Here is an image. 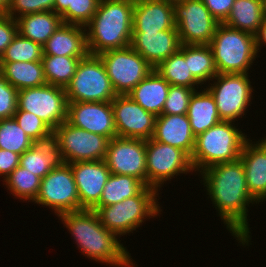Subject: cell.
Listing matches in <instances>:
<instances>
[{
  "instance_id": "cell-1",
  "label": "cell",
  "mask_w": 266,
  "mask_h": 267,
  "mask_svg": "<svg viewBox=\"0 0 266 267\" xmlns=\"http://www.w3.org/2000/svg\"><path fill=\"white\" fill-rule=\"evenodd\" d=\"M197 176H201L200 183L203 182L212 206L236 242L244 247L252 245L248 208L250 204L259 203L248 191L242 161L238 159L215 164L205 168Z\"/></svg>"
},
{
  "instance_id": "cell-2",
  "label": "cell",
  "mask_w": 266,
  "mask_h": 267,
  "mask_svg": "<svg viewBox=\"0 0 266 267\" xmlns=\"http://www.w3.org/2000/svg\"><path fill=\"white\" fill-rule=\"evenodd\" d=\"M76 243V248L89 260L109 267H137L120 238L107 230L92 209L65 212L57 217Z\"/></svg>"
},
{
  "instance_id": "cell-3",
  "label": "cell",
  "mask_w": 266,
  "mask_h": 267,
  "mask_svg": "<svg viewBox=\"0 0 266 267\" xmlns=\"http://www.w3.org/2000/svg\"><path fill=\"white\" fill-rule=\"evenodd\" d=\"M134 0H100L97 11L85 26L91 55L131 45Z\"/></svg>"
},
{
  "instance_id": "cell-4",
  "label": "cell",
  "mask_w": 266,
  "mask_h": 267,
  "mask_svg": "<svg viewBox=\"0 0 266 267\" xmlns=\"http://www.w3.org/2000/svg\"><path fill=\"white\" fill-rule=\"evenodd\" d=\"M236 123L222 120L196 137L190 158L194 172L199 174L209 166L233 162L240 158L249 136Z\"/></svg>"
},
{
  "instance_id": "cell-5",
  "label": "cell",
  "mask_w": 266,
  "mask_h": 267,
  "mask_svg": "<svg viewBox=\"0 0 266 267\" xmlns=\"http://www.w3.org/2000/svg\"><path fill=\"white\" fill-rule=\"evenodd\" d=\"M159 194L156 189L145 186L136 196L105 207H93L92 210L98 214L101 224L120 238L142 227L146 220L160 218Z\"/></svg>"
},
{
  "instance_id": "cell-6",
  "label": "cell",
  "mask_w": 266,
  "mask_h": 267,
  "mask_svg": "<svg viewBox=\"0 0 266 267\" xmlns=\"http://www.w3.org/2000/svg\"><path fill=\"white\" fill-rule=\"evenodd\" d=\"M209 46L218 74H249V69L259 57L255 35L224 23L217 26Z\"/></svg>"
},
{
  "instance_id": "cell-7",
  "label": "cell",
  "mask_w": 266,
  "mask_h": 267,
  "mask_svg": "<svg viewBox=\"0 0 266 267\" xmlns=\"http://www.w3.org/2000/svg\"><path fill=\"white\" fill-rule=\"evenodd\" d=\"M65 91L68 102H111L117 96L102 60L91 54L80 60Z\"/></svg>"
},
{
  "instance_id": "cell-8",
  "label": "cell",
  "mask_w": 266,
  "mask_h": 267,
  "mask_svg": "<svg viewBox=\"0 0 266 267\" xmlns=\"http://www.w3.org/2000/svg\"><path fill=\"white\" fill-rule=\"evenodd\" d=\"M249 77V74H217L205 86L215 99L221 120L238 123V118L246 117L255 91Z\"/></svg>"
},
{
  "instance_id": "cell-9",
  "label": "cell",
  "mask_w": 266,
  "mask_h": 267,
  "mask_svg": "<svg viewBox=\"0 0 266 267\" xmlns=\"http://www.w3.org/2000/svg\"><path fill=\"white\" fill-rule=\"evenodd\" d=\"M146 171L147 186L160 193L164 183L194 172L190 157L183 150L152 138L146 140Z\"/></svg>"
},
{
  "instance_id": "cell-10",
  "label": "cell",
  "mask_w": 266,
  "mask_h": 267,
  "mask_svg": "<svg viewBox=\"0 0 266 267\" xmlns=\"http://www.w3.org/2000/svg\"><path fill=\"white\" fill-rule=\"evenodd\" d=\"M102 60L116 95H127L154 68L131 46L105 51Z\"/></svg>"
},
{
  "instance_id": "cell-11",
  "label": "cell",
  "mask_w": 266,
  "mask_h": 267,
  "mask_svg": "<svg viewBox=\"0 0 266 267\" xmlns=\"http://www.w3.org/2000/svg\"><path fill=\"white\" fill-rule=\"evenodd\" d=\"M52 140L59 146L63 162L104 160L109 139L77 128L67 121L53 131Z\"/></svg>"
},
{
  "instance_id": "cell-12",
  "label": "cell",
  "mask_w": 266,
  "mask_h": 267,
  "mask_svg": "<svg viewBox=\"0 0 266 267\" xmlns=\"http://www.w3.org/2000/svg\"><path fill=\"white\" fill-rule=\"evenodd\" d=\"M65 88L44 84L18 90L17 110L28 111L43 120L53 131L67 120Z\"/></svg>"
},
{
  "instance_id": "cell-13",
  "label": "cell",
  "mask_w": 266,
  "mask_h": 267,
  "mask_svg": "<svg viewBox=\"0 0 266 267\" xmlns=\"http://www.w3.org/2000/svg\"><path fill=\"white\" fill-rule=\"evenodd\" d=\"M34 204L48 207L55 216L80 210V201L71 166L63 163L41 179Z\"/></svg>"
},
{
  "instance_id": "cell-14",
  "label": "cell",
  "mask_w": 266,
  "mask_h": 267,
  "mask_svg": "<svg viewBox=\"0 0 266 267\" xmlns=\"http://www.w3.org/2000/svg\"><path fill=\"white\" fill-rule=\"evenodd\" d=\"M174 21L182 45H209L219 22L202 0L173 4Z\"/></svg>"
},
{
  "instance_id": "cell-15",
  "label": "cell",
  "mask_w": 266,
  "mask_h": 267,
  "mask_svg": "<svg viewBox=\"0 0 266 267\" xmlns=\"http://www.w3.org/2000/svg\"><path fill=\"white\" fill-rule=\"evenodd\" d=\"M104 161L112 174L135 177L147 186L145 139L112 138Z\"/></svg>"
},
{
  "instance_id": "cell-16",
  "label": "cell",
  "mask_w": 266,
  "mask_h": 267,
  "mask_svg": "<svg viewBox=\"0 0 266 267\" xmlns=\"http://www.w3.org/2000/svg\"><path fill=\"white\" fill-rule=\"evenodd\" d=\"M117 137L151 139L156 116L147 112L128 95H117L111 101Z\"/></svg>"
},
{
  "instance_id": "cell-17",
  "label": "cell",
  "mask_w": 266,
  "mask_h": 267,
  "mask_svg": "<svg viewBox=\"0 0 266 267\" xmlns=\"http://www.w3.org/2000/svg\"><path fill=\"white\" fill-rule=\"evenodd\" d=\"M66 121L109 140L117 137L111 102H68Z\"/></svg>"
},
{
  "instance_id": "cell-18",
  "label": "cell",
  "mask_w": 266,
  "mask_h": 267,
  "mask_svg": "<svg viewBox=\"0 0 266 267\" xmlns=\"http://www.w3.org/2000/svg\"><path fill=\"white\" fill-rule=\"evenodd\" d=\"M77 186L80 210L92 209L99 201L111 174L104 160L79 161L69 164Z\"/></svg>"
},
{
  "instance_id": "cell-19",
  "label": "cell",
  "mask_w": 266,
  "mask_h": 267,
  "mask_svg": "<svg viewBox=\"0 0 266 267\" xmlns=\"http://www.w3.org/2000/svg\"><path fill=\"white\" fill-rule=\"evenodd\" d=\"M178 30L132 32L131 47L153 68L180 50Z\"/></svg>"
},
{
  "instance_id": "cell-20",
  "label": "cell",
  "mask_w": 266,
  "mask_h": 267,
  "mask_svg": "<svg viewBox=\"0 0 266 267\" xmlns=\"http://www.w3.org/2000/svg\"><path fill=\"white\" fill-rule=\"evenodd\" d=\"M177 30L173 4L162 0H134L132 32Z\"/></svg>"
},
{
  "instance_id": "cell-21",
  "label": "cell",
  "mask_w": 266,
  "mask_h": 267,
  "mask_svg": "<svg viewBox=\"0 0 266 267\" xmlns=\"http://www.w3.org/2000/svg\"><path fill=\"white\" fill-rule=\"evenodd\" d=\"M153 140L177 147L190 158L195 148V139L187 114H161L156 117Z\"/></svg>"
},
{
  "instance_id": "cell-22",
  "label": "cell",
  "mask_w": 266,
  "mask_h": 267,
  "mask_svg": "<svg viewBox=\"0 0 266 267\" xmlns=\"http://www.w3.org/2000/svg\"><path fill=\"white\" fill-rule=\"evenodd\" d=\"M244 166L246 184L250 195L258 202L266 201V149L258 142L248 139L240 158Z\"/></svg>"
},
{
  "instance_id": "cell-23",
  "label": "cell",
  "mask_w": 266,
  "mask_h": 267,
  "mask_svg": "<svg viewBox=\"0 0 266 267\" xmlns=\"http://www.w3.org/2000/svg\"><path fill=\"white\" fill-rule=\"evenodd\" d=\"M42 48L43 55L87 56L86 29L81 25L62 23Z\"/></svg>"
},
{
  "instance_id": "cell-24",
  "label": "cell",
  "mask_w": 266,
  "mask_h": 267,
  "mask_svg": "<svg viewBox=\"0 0 266 267\" xmlns=\"http://www.w3.org/2000/svg\"><path fill=\"white\" fill-rule=\"evenodd\" d=\"M169 88L170 84L154 69L127 95L157 117L162 114Z\"/></svg>"
},
{
  "instance_id": "cell-25",
  "label": "cell",
  "mask_w": 266,
  "mask_h": 267,
  "mask_svg": "<svg viewBox=\"0 0 266 267\" xmlns=\"http://www.w3.org/2000/svg\"><path fill=\"white\" fill-rule=\"evenodd\" d=\"M187 116L195 137L222 121L215 99L206 87L195 90L191 96Z\"/></svg>"
},
{
  "instance_id": "cell-26",
  "label": "cell",
  "mask_w": 266,
  "mask_h": 267,
  "mask_svg": "<svg viewBox=\"0 0 266 267\" xmlns=\"http://www.w3.org/2000/svg\"><path fill=\"white\" fill-rule=\"evenodd\" d=\"M63 163L59 146L51 140L32 145L20 155L19 166L43 179L52 169Z\"/></svg>"
},
{
  "instance_id": "cell-27",
  "label": "cell",
  "mask_w": 266,
  "mask_h": 267,
  "mask_svg": "<svg viewBox=\"0 0 266 267\" xmlns=\"http://www.w3.org/2000/svg\"><path fill=\"white\" fill-rule=\"evenodd\" d=\"M16 21L18 33L41 46L63 23L61 16L54 11L22 15Z\"/></svg>"
},
{
  "instance_id": "cell-28",
  "label": "cell",
  "mask_w": 266,
  "mask_h": 267,
  "mask_svg": "<svg viewBox=\"0 0 266 267\" xmlns=\"http://www.w3.org/2000/svg\"><path fill=\"white\" fill-rule=\"evenodd\" d=\"M170 85L185 86L198 90L202 84L191 74L188 66V45L169 56L154 68ZM196 86V87H195ZM200 86V87H199Z\"/></svg>"
},
{
  "instance_id": "cell-29",
  "label": "cell",
  "mask_w": 266,
  "mask_h": 267,
  "mask_svg": "<svg viewBox=\"0 0 266 267\" xmlns=\"http://www.w3.org/2000/svg\"><path fill=\"white\" fill-rule=\"evenodd\" d=\"M0 74L17 90L47 83L41 61L0 62Z\"/></svg>"
},
{
  "instance_id": "cell-30",
  "label": "cell",
  "mask_w": 266,
  "mask_h": 267,
  "mask_svg": "<svg viewBox=\"0 0 266 267\" xmlns=\"http://www.w3.org/2000/svg\"><path fill=\"white\" fill-rule=\"evenodd\" d=\"M263 19V0H235L224 24L256 35Z\"/></svg>"
},
{
  "instance_id": "cell-31",
  "label": "cell",
  "mask_w": 266,
  "mask_h": 267,
  "mask_svg": "<svg viewBox=\"0 0 266 267\" xmlns=\"http://www.w3.org/2000/svg\"><path fill=\"white\" fill-rule=\"evenodd\" d=\"M145 185L137 178L127 175L110 174L100 201L94 207H105L136 196Z\"/></svg>"
},
{
  "instance_id": "cell-32",
  "label": "cell",
  "mask_w": 266,
  "mask_h": 267,
  "mask_svg": "<svg viewBox=\"0 0 266 267\" xmlns=\"http://www.w3.org/2000/svg\"><path fill=\"white\" fill-rule=\"evenodd\" d=\"M86 56H42L44 77L48 84L66 88L75 74L78 63Z\"/></svg>"
},
{
  "instance_id": "cell-33",
  "label": "cell",
  "mask_w": 266,
  "mask_h": 267,
  "mask_svg": "<svg viewBox=\"0 0 266 267\" xmlns=\"http://www.w3.org/2000/svg\"><path fill=\"white\" fill-rule=\"evenodd\" d=\"M2 182L14 198L33 203L40 190L41 178L18 166Z\"/></svg>"
},
{
  "instance_id": "cell-34",
  "label": "cell",
  "mask_w": 266,
  "mask_h": 267,
  "mask_svg": "<svg viewBox=\"0 0 266 267\" xmlns=\"http://www.w3.org/2000/svg\"><path fill=\"white\" fill-rule=\"evenodd\" d=\"M188 66L191 74L203 86L218 74L209 45H188Z\"/></svg>"
},
{
  "instance_id": "cell-35",
  "label": "cell",
  "mask_w": 266,
  "mask_h": 267,
  "mask_svg": "<svg viewBox=\"0 0 266 267\" xmlns=\"http://www.w3.org/2000/svg\"><path fill=\"white\" fill-rule=\"evenodd\" d=\"M34 144L14 118L0 120V149L22 155Z\"/></svg>"
},
{
  "instance_id": "cell-36",
  "label": "cell",
  "mask_w": 266,
  "mask_h": 267,
  "mask_svg": "<svg viewBox=\"0 0 266 267\" xmlns=\"http://www.w3.org/2000/svg\"><path fill=\"white\" fill-rule=\"evenodd\" d=\"M43 48L40 44L22 37L19 33L1 55L0 62L41 61Z\"/></svg>"
},
{
  "instance_id": "cell-37",
  "label": "cell",
  "mask_w": 266,
  "mask_h": 267,
  "mask_svg": "<svg viewBox=\"0 0 266 267\" xmlns=\"http://www.w3.org/2000/svg\"><path fill=\"white\" fill-rule=\"evenodd\" d=\"M20 128L35 143H44L51 141L53 130L35 114L17 110L13 116Z\"/></svg>"
},
{
  "instance_id": "cell-38",
  "label": "cell",
  "mask_w": 266,
  "mask_h": 267,
  "mask_svg": "<svg viewBox=\"0 0 266 267\" xmlns=\"http://www.w3.org/2000/svg\"><path fill=\"white\" fill-rule=\"evenodd\" d=\"M100 0H72V7L61 15L63 23L86 26L95 15Z\"/></svg>"
},
{
  "instance_id": "cell-39",
  "label": "cell",
  "mask_w": 266,
  "mask_h": 267,
  "mask_svg": "<svg viewBox=\"0 0 266 267\" xmlns=\"http://www.w3.org/2000/svg\"><path fill=\"white\" fill-rule=\"evenodd\" d=\"M195 89L170 85L162 114H187L189 102Z\"/></svg>"
},
{
  "instance_id": "cell-40",
  "label": "cell",
  "mask_w": 266,
  "mask_h": 267,
  "mask_svg": "<svg viewBox=\"0 0 266 267\" xmlns=\"http://www.w3.org/2000/svg\"><path fill=\"white\" fill-rule=\"evenodd\" d=\"M55 0H11L5 14L17 19L22 15L53 11Z\"/></svg>"
},
{
  "instance_id": "cell-41",
  "label": "cell",
  "mask_w": 266,
  "mask_h": 267,
  "mask_svg": "<svg viewBox=\"0 0 266 267\" xmlns=\"http://www.w3.org/2000/svg\"><path fill=\"white\" fill-rule=\"evenodd\" d=\"M18 90L0 74V120L13 118L17 111Z\"/></svg>"
},
{
  "instance_id": "cell-42",
  "label": "cell",
  "mask_w": 266,
  "mask_h": 267,
  "mask_svg": "<svg viewBox=\"0 0 266 267\" xmlns=\"http://www.w3.org/2000/svg\"><path fill=\"white\" fill-rule=\"evenodd\" d=\"M18 34L17 21L5 13L0 15V57Z\"/></svg>"
},
{
  "instance_id": "cell-43",
  "label": "cell",
  "mask_w": 266,
  "mask_h": 267,
  "mask_svg": "<svg viewBox=\"0 0 266 267\" xmlns=\"http://www.w3.org/2000/svg\"><path fill=\"white\" fill-rule=\"evenodd\" d=\"M211 15L219 22L224 23L228 18L235 0H202Z\"/></svg>"
},
{
  "instance_id": "cell-44",
  "label": "cell",
  "mask_w": 266,
  "mask_h": 267,
  "mask_svg": "<svg viewBox=\"0 0 266 267\" xmlns=\"http://www.w3.org/2000/svg\"><path fill=\"white\" fill-rule=\"evenodd\" d=\"M20 155L15 152L0 149V177L4 181L18 166Z\"/></svg>"
},
{
  "instance_id": "cell-45",
  "label": "cell",
  "mask_w": 266,
  "mask_h": 267,
  "mask_svg": "<svg viewBox=\"0 0 266 267\" xmlns=\"http://www.w3.org/2000/svg\"><path fill=\"white\" fill-rule=\"evenodd\" d=\"M255 41H256V50L257 53H261V48L264 46L266 47V17L263 19V23L261 27L259 28L257 34L255 35Z\"/></svg>"
},
{
  "instance_id": "cell-46",
  "label": "cell",
  "mask_w": 266,
  "mask_h": 267,
  "mask_svg": "<svg viewBox=\"0 0 266 267\" xmlns=\"http://www.w3.org/2000/svg\"><path fill=\"white\" fill-rule=\"evenodd\" d=\"M68 7H72V0H55L53 11L61 16Z\"/></svg>"
},
{
  "instance_id": "cell-47",
  "label": "cell",
  "mask_w": 266,
  "mask_h": 267,
  "mask_svg": "<svg viewBox=\"0 0 266 267\" xmlns=\"http://www.w3.org/2000/svg\"><path fill=\"white\" fill-rule=\"evenodd\" d=\"M11 0H0V10L5 13L10 5Z\"/></svg>"
},
{
  "instance_id": "cell-48",
  "label": "cell",
  "mask_w": 266,
  "mask_h": 267,
  "mask_svg": "<svg viewBox=\"0 0 266 267\" xmlns=\"http://www.w3.org/2000/svg\"><path fill=\"white\" fill-rule=\"evenodd\" d=\"M258 142L266 149V137L258 139Z\"/></svg>"
},
{
  "instance_id": "cell-49",
  "label": "cell",
  "mask_w": 266,
  "mask_h": 267,
  "mask_svg": "<svg viewBox=\"0 0 266 267\" xmlns=\"http://www.w3.org/2000/svg\"><path fill=\"white\" fill-rule=\"evenodd\" d=\"M162 1H168L171 4H175V3H181V2H183L185 0H162Z\"/></svg>"
},
{
  "instance_id": "cell-50",
  "label": "cell",
  "mask_w": 266,
  "mask_h": 267,
  "mask_svg": "<svg viewBox=\"0 0 266 267\" xmlns=\"http://www.w3.org/2000/svg\"><path fill=\"white\" fill-rule=\"evenodd\" d=\"M264 17H266V0H263Z\"/></svg>"
}]
</instances>
